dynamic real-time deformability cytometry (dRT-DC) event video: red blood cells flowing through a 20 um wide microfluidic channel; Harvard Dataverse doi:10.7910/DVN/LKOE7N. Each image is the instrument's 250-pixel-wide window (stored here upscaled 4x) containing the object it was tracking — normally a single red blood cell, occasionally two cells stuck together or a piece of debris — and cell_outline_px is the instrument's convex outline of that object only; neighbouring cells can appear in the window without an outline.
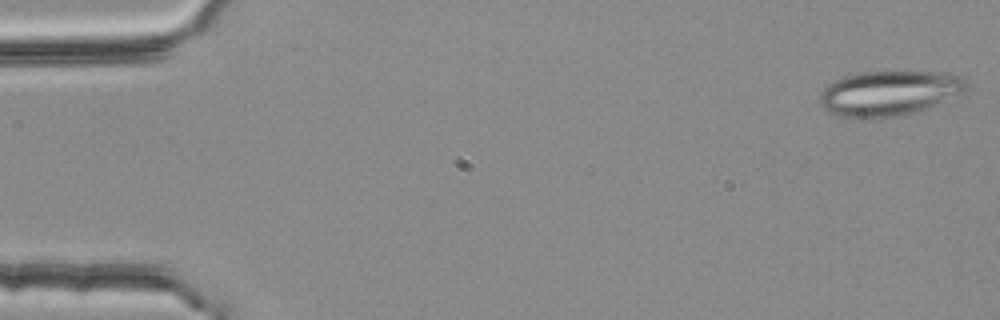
{"species": "common noctule bat (a hibernating species)", "species_latin": "Nyctalus noctula", "temperature_condition": "room temperature", "stored_images_in_passage": 54, "segment_of_instrument_passage": [1, 2], "camera_frame_rate_fps": 3000, "um_per_image_px": 0.085, "animal": {"sex": "female", "body_mass_g": 25.1}, "frame": {"image": 1, "passage_image": 1, "time_ms": 0.0, "image_size_px": [1000, 320], "cell_outline_px": [[968, 88], [928, 108], [916, 112], [896, 116], [840, 116], [824, 108], [820, 104], [820, 92], [828, 84], [844, 76], [860, 72], [948, 72], [964, 76], [968, 84]], "centroid_in_image_um": [75.61, 7.88], "position_along_channel_um": 9.4, "area_um2": 37.74}}
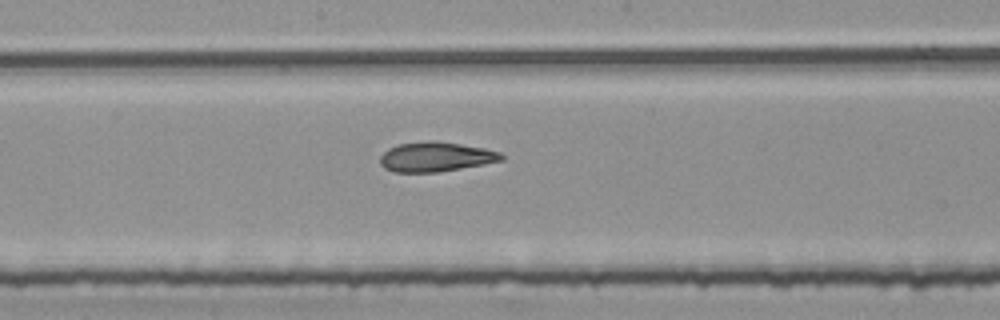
{"frame": {"image": 2, "passage_image": 28, "time_ms": 9.0, "image_size_px": [1000, 320], "cell_outline_px": [[504, 160], [484, 164], [440, 172], [396, 172], [384, 168], [380, 164], [380, 156], [388, 148], [396, 144], [432, 140], [436, 140], [484, 148], [500, 152], [504, 156]], "centroid_in_image_um": [37.03, 13.32], "position_along_channel_um": 211.2, "area_um2": 21.1}}
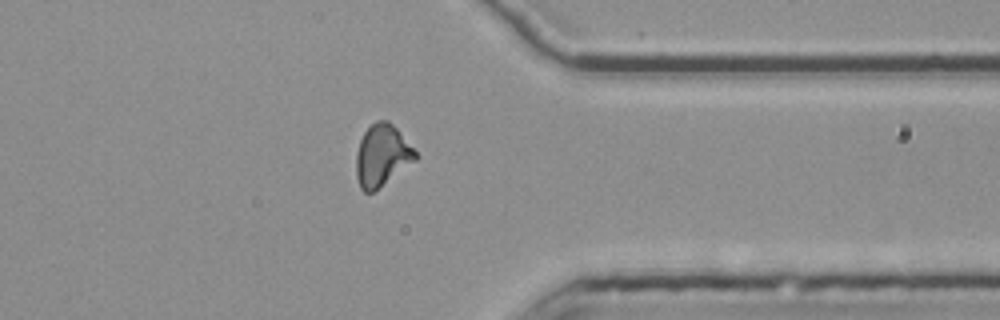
{"frame": {"image": 3, "passage_image": 42, "time_ms": 13.667, "image_size_px": [1000, 320], "cell_outline_px": [[420, 156], [416, 160], [372, 192], [364, 192], [360, 188], [356, 176], [356, 152], [360, 140], [364, 132], [376, 120], [388, 120], [400, 132]], "centroid_in_image_um": [32.47, 13.2], "position_along_channel_um": 378.9, "area_um2": 21.15}}